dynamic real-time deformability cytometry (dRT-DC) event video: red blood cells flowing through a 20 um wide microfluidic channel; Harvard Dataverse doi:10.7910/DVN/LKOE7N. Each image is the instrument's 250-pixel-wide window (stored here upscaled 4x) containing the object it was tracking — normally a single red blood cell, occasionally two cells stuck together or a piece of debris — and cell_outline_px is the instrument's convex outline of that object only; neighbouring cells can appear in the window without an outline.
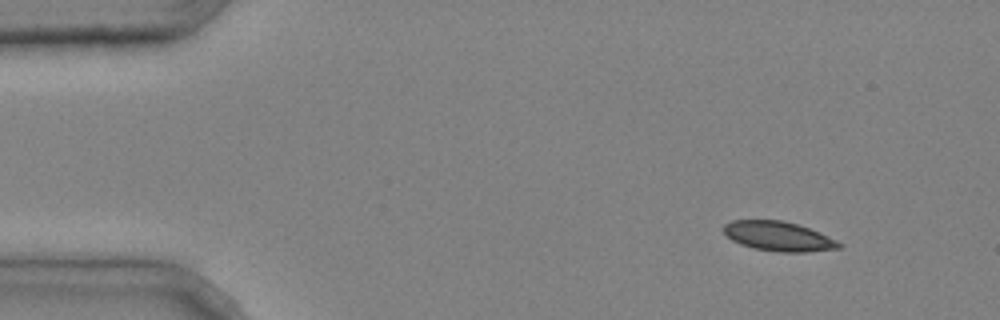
{"species": "common noctule bat (a hibernating species)", "species_latin": "Nyctalus noctula", "temperature_condition": "cold", "stored_images_in_passage": 3, "camera_frame_rate_fps": 3000, "um_per_image_px": 0.085, "animal": {"sex": "male", "body_mass_g": 20.4}, "frame": {"image": 1, "passage_image": 1, "time_ms": 0.0, "image_size_px": [1000, 320], "cell_outline_px": [[844, 244], [840, 248], [804, 252], [780, 252], [756, 248], [740, 244], [732, 240], [724, 232], [724, 224], [732, 220], [780, 220], [796, 224], [820, 232]], "centroid_in_image_um": [66.18, 20.08], "position_along_channel_um": 18.8, "area_um2": 19.65}}